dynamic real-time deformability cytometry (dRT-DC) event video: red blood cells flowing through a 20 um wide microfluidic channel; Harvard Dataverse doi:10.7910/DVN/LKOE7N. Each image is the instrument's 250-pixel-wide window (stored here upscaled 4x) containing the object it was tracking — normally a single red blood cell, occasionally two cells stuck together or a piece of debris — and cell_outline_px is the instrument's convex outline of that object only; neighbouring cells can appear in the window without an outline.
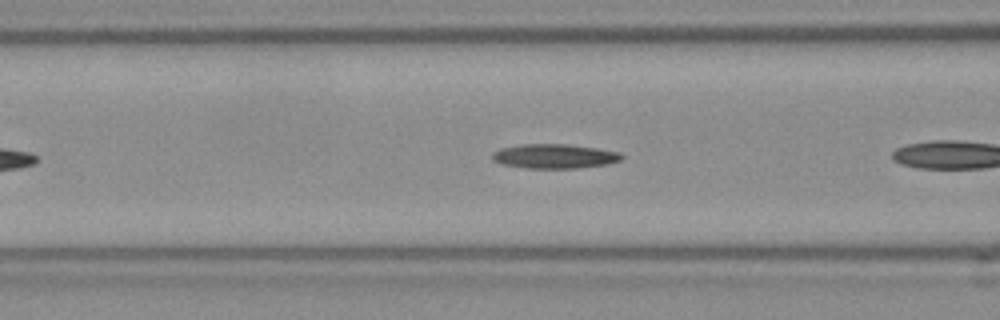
{"species": "Egyptian fruit bat (a non-hibernating species)", "species_latin": "Rousettus aegyptiacus", "temperature_condition": "room temperature", "stored_images_in_passage": 39, "camera_frame_rate_fps": 3000, "um_per_image_px": 0.085, "frame": {"image": 1, "passage_image": 6, "time_ms": 1.667, "image_size_px": [1000, 320], "cell_outline_px": [[624, 156], [620, 160], [608, 164], [576, 168], [524, 168], [500, 164], [492, 160], [492, 152], [500, 148], [524, 144], [568, 144], [596, 148], [620, 152]], "centroid_in_image_um": [47.1, 13.28], "position_along_channel_um": 119.5, "area_um2": 18.5}}
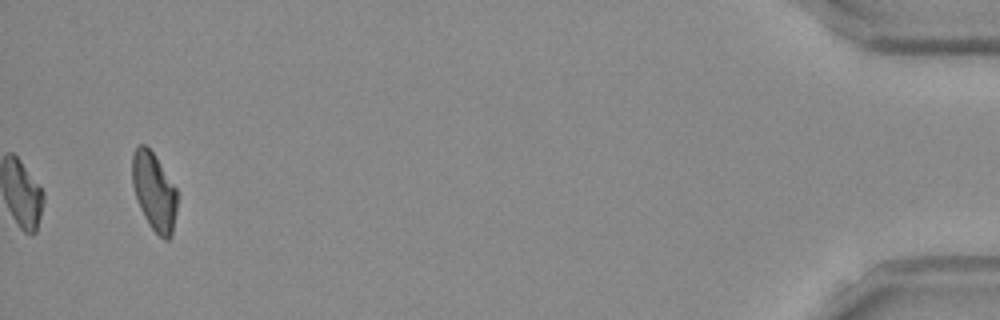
{"frame": {"image": 2, "passage_image": 39, "time_ms": 12.667, "image_size_px": [1000, 320], "cell_outline_px": [[176, 212], [172, 236], [168, 240], [164, 240], [148, 224], [140, 208], [132, 184], [132, 152], [140, 144], [144, 144], [152, 152], [176, 188]], "centroid_in_image_um": [13.09, 16.3], "position_along_channel_um": 422.1, "area_um2": 20.17}}